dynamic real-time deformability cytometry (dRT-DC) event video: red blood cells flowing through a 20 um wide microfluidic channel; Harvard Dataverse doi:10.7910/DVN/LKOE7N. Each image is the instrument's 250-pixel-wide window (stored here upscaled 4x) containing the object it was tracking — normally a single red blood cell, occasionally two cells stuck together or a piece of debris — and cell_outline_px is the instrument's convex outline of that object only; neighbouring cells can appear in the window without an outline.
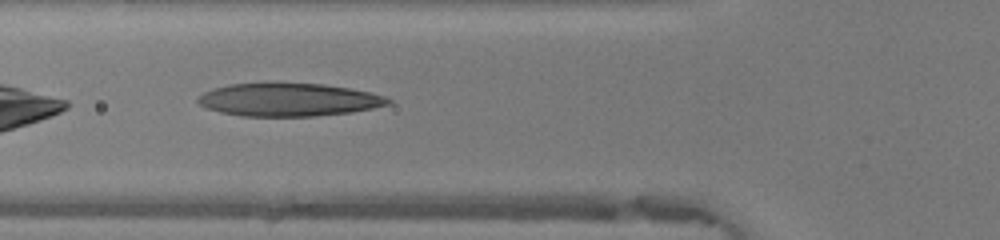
{"species": "human", "species_latin": "Homo sapiens", "temperature_condition": "warm", "stored_images_in_passage": 33, "camera_frame_rate_fps": 3000, "um_per_image_px": 0.085, "donor": {"sex": "female"}, "frame": {"image": 1, "passage_image": 5, "time_ms": 1.333, "image_size_px": [1000, 240], "cell_outline_px": [[392, 104], [372, 108], [348, 112], [312, 116], [244, 116], [220, 112], [208, 108], [200, 104], [196, 100], [204, 92], [216, 88], [232, 84], [320, 84], [348, 88], [368, 92], [384, 96], [392, 100]], "centroid_in_image_um": [24.55, 8.49], "position_along_channel_um": 101.2, "area_um2": 35.78}}
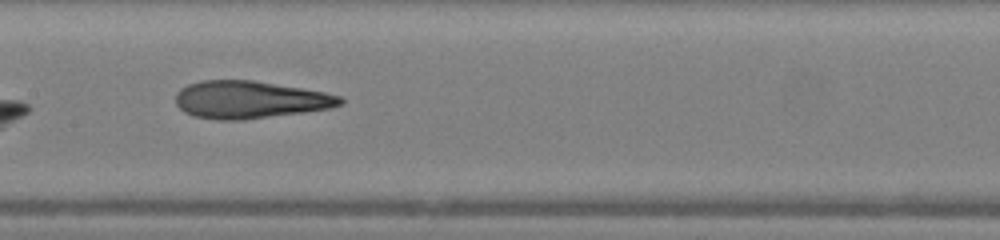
{"frame": {"image": 2, "passage_image": 11, "time_ms": 3.333, "image_size_px": [1000, 240], "cell_outline_px": [[344, 100], [340, 104], [328, 108], [304, 112], [244, 120], [220, 120], [196, 116], [184, 112], [176, 104], [176, 92], [180, 88], [188, 84], [204, 80], [252, 80], [324, 92], [340, 96]], "centroid_in_image_um": [21.19, 8.47], "position_along_channel_um": 186.2, "area_um2": 35.66}}
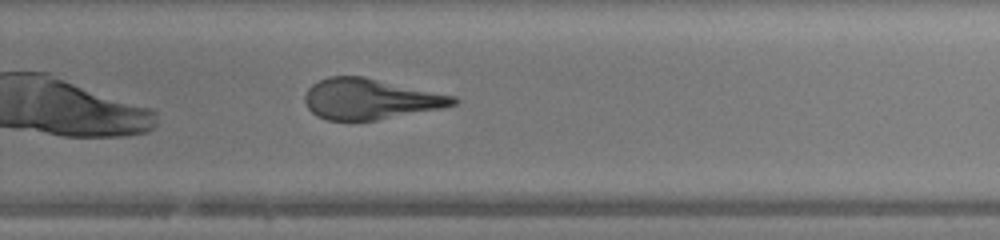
{"frame": {"image": 3, "passage_image": 19, "time_ms": 6.0, "image_size_px": [1000, 240], "cell_outline_px": [[460, 100], [456, 104], [440, 108], [376, 120], [328, 120], [316, 116], [308, 108], [304, 100], [304, 96], [308, 88], [312, 84], [328, 76], [364, 76], [456, 96]], "centroid_in_image_um": [31.45, 8.4], "position_along_channel_um": 298.3, "area_um2": 35.08}, "authors_computed_cell_mechanics": {"area_um2": 36.3562, "velocity_mm_per_s": 4.2274, "shape_relaxation_time_tau1_ms": null, "shape_relaxation_time_tau2_ms": 2.2153, "deformation_change_tau1": null, "deformation_change_tau2": 0.1303}}